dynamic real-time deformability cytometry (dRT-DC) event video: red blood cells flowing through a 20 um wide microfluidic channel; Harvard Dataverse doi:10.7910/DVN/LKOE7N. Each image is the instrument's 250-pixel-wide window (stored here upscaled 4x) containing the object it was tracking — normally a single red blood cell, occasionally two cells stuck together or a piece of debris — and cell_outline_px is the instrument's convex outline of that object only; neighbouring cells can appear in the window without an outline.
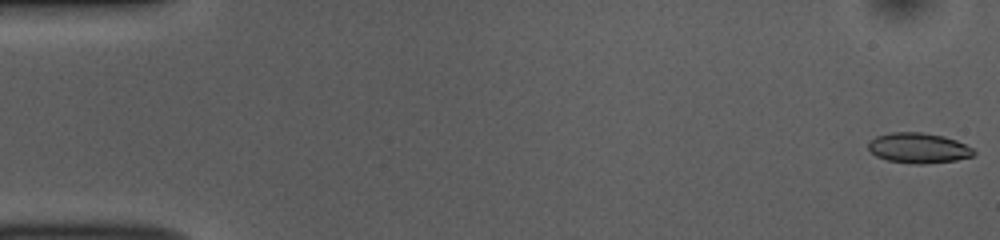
{"species": "common noctule bat (a hibernating species)", "species_latin": "Nyctalus noctula", "temperature_condition": "room temperature", "stored_images_in_passage": 52, "camera_frame_rate_fps": 3000, "um_per_image_px": 0.085, "animal": {"sex": "female", "body_mass_g": 10.0, "forearm_length_mm": 53.1}, "frame": {"image": 1, "passage_image": 1, "time_ms": 0.0, "image_size_px": [1000, 240], "cell_outline_px": [[976, 152], [972, 156], [956, 160], [920, 164], [916, 164], [888, 160], [876, 156], [868, 148], [868, 140], [876, 136], [888, 132], [924, 132], [944, 136], [956, 140], [972, 148]], "centroid_in_image_um": [78.04, 12.56], "position_along_channel_um": 7.0, "area_um2": 18.61}}
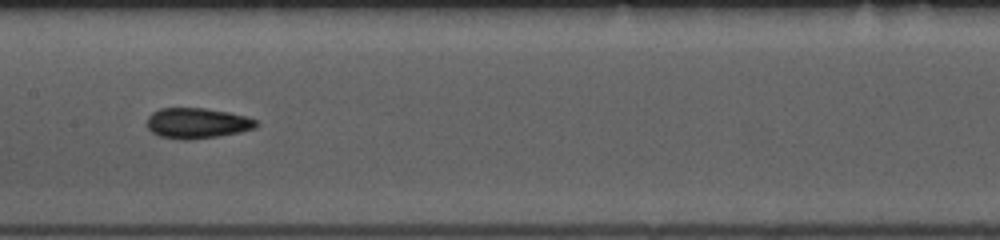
{"frame": {"image": 2, "passage_image": 26, "time_ms": 8.333, "image_size_px": [1000, 240], "cell_outline_px": [[260, 124], [256, 128], [240, 132], [220, 136], [188, 140], [184, 140], [160, 136], [152, 132], [148, 128], [148, 116], [152, 112], [160, 108], [204, 108], [228, 112], [248, 116], [256, 120]], "centroid_in_image_um": [16.8, 10.47], "position_along_channel_um": 190.6, "area_um2": 19.54}}
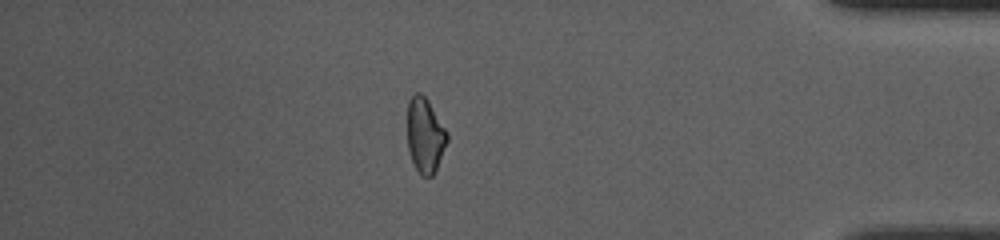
{"frame": {"image": 3, "passage_image": 45, "time_ms": 14.667, "image_size_px": [1000, 240], "cell_outline_px": [[448, 140], [436, 172], [432, 176], [420, 176], [412, 160], [408, 148], [408, 100], [416, 92], [420, 92], [428, 100], [448, 132]], "centroid_in_image_um": [36.15, 11.51], "position_along_channel_um": 399.1, "area_um2": 17.46}, "authors_computed_cell_mechanics": {"area_um2": 18.6405, "velocity_mm_per_s": 3.865, "shape_relaxation_time_tau1_ms": 7.7433, "shape_relaxation_time_tau2_ms": 3.9341, "deformation_change_tau1": 0.1389, "deformation_change_tau2": 0.1093}}